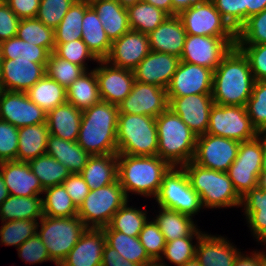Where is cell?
Listing matches in <instances>:
<instances>
[{
  "label": "cell",
  "instance_id": "cell-52",
  "mask_svg": "<svg viewBox=\"0 0 266 266\" xmlns=\"http://www.w3.org/2000/svg\"><path fill=\"white\" fill-rule=\"evenodd\" d=\"M260 173L261 167L238 166V164H231L227 171L229 179L241 197L257 187Z\"/></svg>",
  "mask_w": 266,
  "mask_h": 266
},
{
  "label": "cell",
  "instance_id": "cell-63",
  "mask_svg": "<svg viewBox=\"0 0 266 266\" xmlns=\"http://www.w3.org/2000/svg\"><path fill=\"white\" fill-rule=\"evenodd\" d=\"M101 266H143L125 260L117 250L105 244Z\"/></svg>",
  "mask_w": 266,
  "mask_h": 266
},
{
  "label": "cell",
  "instance_id": "cell-29",
  "mask_svg": "<svg viewBox=\"0 0 266 266\" xmlns=\"http://www.w3.org/2000/svg\"><path fill=\"white\" fill-rule=\"evenodd\" d=\"M80 174L89 190L116 182L118 180V154L90 156Z\"/></svg>",
  "mask_w": 266,
  "mask_h": 266
},
{
  "label": "cell",
  "instance_id": "cell-14",
  "mask_svg": "<svg viewBox=\"0 0 266 266\" xmlns=\"http://www.w3.org/2000/svg\"><path fill=\"white\" fill-rule=\"evenodd\" d=\"M167 89L135 81L130 94L118 105L119 113L158 117L168 109Z\"/></svg>",
  "mask_w": 266,
  "mask_h": 266
},
{
  "label": "cell",
  "instance_id": "cell-37",
  "mask_svg": "<svg viewBox=\"0 0 266 266\" xmlns=\"http://www.w3.org/2000/svg\"><path fill=\"white\" fill-rule=\"evenodd\" d=\"M129 202L130 199L113 215L109 225L103 227V231H118L131 237L139 236L150 217L147 210L140 206H130Z\"/></svg>",
  "mask_w": 266,
  "mask_h": 266
},
{
  "label": "cell",
  "instance_id": "cell-50",
  "mask_svg": "<svg viewBox=\"0 0 266 266\" xmlns=\"http://www.w3.org/2000/svg\"><path fill=\"white\" fill-rule=\"evenodd\" d=\"M138 237L148 256L157 262L163 254L166 240L153 217L147 220Z\"/></svg>",
  "mask_w": 266,
  "mask_h": 266
},
{
  "label": "cell",
  "instance_id": "cell-30",
  "mask_svg": "<svg viewBox=\"0 0 266 266\" xmlns=\"http://www.w3.org/2000/svg\"><path fill=\"white\" fill-rule=\"evenodd\" d=\"M46 154L64 164L70 173H80L91 156L77 141L49 135Z\"/></svg>",
  "mask_w": 266,
  "mask_h": 266
},
{
  "label": "cell",
  "instance_id": "cell-73",
  "mask_svg": "<svg viewBox=\"0 0 266 266\" xmlns=\"http://www.w3.org/2000/svg\"><path fill=\"white\" fill-rule=\"evenodd\" d=\"M148 266H162V265L158 264L157 262H154L153 264L148 265Z\"/></svg>",
  "mask_w": 266,
  "mask_h": 266
},
{
  "label": "cell",
  "instance_id": "cell-20",
  "mask_svg": "<svg viewBox=\"0 0 266 266\" xmlns=\"http://www.w3.org/2000/svg\"><path fill=\"white\" fill-rule=\"evenodd\" d=\"M150 52L148 36L130 30L112 42L105 60L115 67L133 70Z\"/></svg>",
  "mask_w": 266,
  "mask_h": 266
},
{
  "label": "cell",
  "instance_id": "cell-60",
  "mask_svg": "<svg viewBox=\"0 0 266 266\" xmlns=\"http://www.w3.org/2000/svg\"><path fill=\"white\" fill-rule=\"evenodd\" d=\"M78 208L89 193V187L80 173H71L62 183Z\"/></svg>",
  "mask_w": 266,
  "mask_h": 266
},
{
  "label": "cell",
  "instance_id": "cell-22",
  "mask_svg": "<svg viewBox=\"0 0 266 266\" xmlns=\"http://www.w3.org/2000/svg\"><path fill=\"white\" fill-rule=\"evenodd\" d=\"M227 236L204 232L200 237L195 258L201 266H233L241 252ZM234 244V245H233Z\"/></svg>",
  "mask_w": 266,
  "mask_h": 266
},
{
  "label": "cell",
  "instance_id": "cell-69",
  "mask_svg": "<svg viewBox=\"0 0 266 266\" xmlns=\"http://www.w3.org/2000/svg\"><path fill=\"white\" fill-rule=\"evenodd\" d=\"M8 188L6 187L4 183V178L0 174V205L2 202L9 196Z\"/></svg>",
  "mask_w": 266,
  "mask_h": 266
},
{
  "label": "cell",
  "instance_id": "cell-51",
  "mask_svg": "<svg viewBox=\"0 0 266 266\" xmlns=\"http://www.w3.org/2000/svg\"><path fill=\"white\" fill-rule=\"evenodd\" d=\"M76 0H41L36 15L44 25L55 29Z\"/></svg>",
  "mask_w": 266,
  "mask_h": 266
},
{
  "label": "cell",
  "instance_id": "cell-31",
  "mask_svg": "<svg viewBox=\"0 0 266 266\" xmlns=\"http://www.w3.org/2000/svg\"><path fill=\"white\" fill-rule=\"evenodd\" d=\"M50 133L46 123L18 128V151L16 161L29 162L46 154Z\"/></svg>",
  "mask_w": 266,
  "mask_h": 266
},
{
  "label": "cell",
  "instance_id": "cell-68",
  "mask_svg": "<svg viewBox=\"0 0 266 266\" xmlns=\"http://www.w3.org/2000/svg\"><path fill=\"white\" fill-rule=\"evenodd\" d=\"M256 137L259 139L262 150L261 172H266V131H258Z\"/></svg>",
  "mask_w": 266,
  "mask_h": 266
},
{
  "label": "cell",
  "instance_id": "cell-38",
  "mask_svg": "<svg viewBox=\"0 0 266 266\" xmlns=\"http://www.w3.org/2000/svg\"><path fill=\"white\" fill-rule=\"evenodd\" d=\"M131 30L148 35L169 15L163 10L141 0L127 7Z\"/></svg>",
  "mask_w": 266,
  "mask_h": 266
},
{
  "label": "cell",
  "instance_id": "cell-57",
  "mask_svg": "<svg viewBox=\"0 0 266 266\" xmlns=\"http://www.w3.org/2000/svg\"><path fill=\"white\" fill-rule=\"evenodd\" d=\"M18 138V128L0 120V162L16 161Z\"/></svg>",
  "mask_w": 266,
  "mask_h": 266
},
{
  "label": "cell",
  "instance_id": "cell-26",
  "mask_svg": "<svg viewBox=\"0 0 266 266\" xmlns=\"http://www.w3.org/2000/svg\"><path fill=\"white\" fill-rule=\"evenodd\" d=\"M89 3L111 43L131 30L127 8L116 0H91Z\"/></svg>",
  "mask_w": 266,
  "mask_h": 266
},
{
  "label": "cell",
  "instance_id": "cell-47",
  "mask_svg": "<svg viewBox=\"0 0 266 266\" xmlns=\"http://www.w3.org/2000/svg\"><path fill=\"white\" fill-rule=\"evenodd\" d=\"M266 44V8L250 16L236 32V45Z\"/></svg>",
  "mask_w": 266,
  "mask_h": 266
},
{
  "label": "cell",
  "instance_id": "cell-56",
  "mask_svg": "<svg viewBox=\"0 0 266 266\" xmlns=\"http://www.w3.org/2000/svg\"><path fill=\"white\" fill-rule=\"evenodd\" d=\"M236 46L248 59L255 81H266V44Z\"/></svg>",
  "mask_w": 266,
  "mask_h": 266
},
{
  "label": "cell",
  "instance_id": "cell-62",
  "mask_svg": "<svg viewBox=\"0 0 266 266\" xmlns=\"http://www.w3.org/2000/svg\"><path fill=\"white\" fill-rule=\"evenodd\" d=\"M241 251L234 263L233 266H263V263L266 261V252L263 250H253L250 253ZM249 253V254H248Z\"/></svg>",
  "mask_w": 266,
  "mask_h": 266
},
{
  "label": "cell",
  "instance_id": "cell-67",
  "mask_svg": "<svg viewBox=\"0 0 266 266\" xmlns=\"http://www.w3.org/2000/svg\"><path fill=\"white\" fill-rule=\"evenodd\" d=\"M172 16V0H143Z\"/></svg>",
  "mask_w": 266,
  "mask_h": 266
},
{
  "label": "cell",
  "instance_id": "cell-44",
  "mask_svg": "<svg viewBox=\"0 0 266 266\" xmlns=\"http://www.w3.org/2000/svg\"><path fill=\"white\" fill-rule=\"evenodd\" d=\"M39 220L20 219L1 222L0 243L16 249L27 239L37 234Z\"/></svg>",
  "mask_w": 266,
  "mask_h": 266
},
{
  "label": "cell",
  "instance_id": "cell-2",
  "mask_svg": "<svg viewBox=\"0 0 266 266\" xmlns=\"http://www.w3.org/2000/svg\"><path fill=\"white\" fill-rule=\"evenodd\" d=\"M118 106L100 101L82 111L77 143L91 156L117 154Z\"/></svg>",
  "mask_w": 266,
  "mask_h": 266
},
{
  "label": "cell",
  "instance_id": "cell-6",
  "mask_svg": "<svg viewBox=\"0 0 266 266\" xmlns=\"http://www.w3.org/2000/svg\"><path fill=\"white\" fill-rule=\"evenodd\" d=\"M157 150L156 118L147 115L119 113L117 154L155 156Z\"/></svg>",
  "mask_w": 266,
  "mask_h": 266
},
{
  "label": "cell",
  "instance_id": "cell-17",
  "mask_svg": "<svg viewBox=\"0 0 266 266\" xmlns=\"http://www.w3.org/2000/svg\"><path fill=\"white\" fill-rule=\"evenodd\" d=\"M213 71L203 66L180 61L167 88L168 98L192 94H212Z\"/></svg>",
  "mask_w": 266,
  "mask_h": 266
},
{
  "label": "cell",
  "instance_id": "cell-45",
  "mask_svg": "<svg viewBox=\"0 0 266 266\" xmlns=\"http://www.w3.org/2000/svg\"><path fill=\"white\" fill-rule=\"evenodd\" d=\"M200 237H182L166 242L162 256L157 261L162 266L169 263L180 266L195 258L196 246ZM196 241V242H195ZM165 260H167L165 262Z\"/></svg>",
  "mask_w": 266,
  "mask_h": 266
},
{
  "label": "cell",
  "instance_id": "cell-59",
  "mask_svg": "<svg viewBox=\"0 0 266 266\" xmlns=\"http://www.w3.org/2000/svg\"><path fill=\"white\" fill-rule=\"evenodd\" d=\"M19 22L9 5L0 3V43L17 36Z\"/></svg>",
  "mask_w": 266,
  "mask_h": 266
},
{
  "label": "cell",
  "instance_id": "cell-21",
  "mask_svg": "<svg viewBox=\"0 0 266 266\" xmlns=\"http://www.w3.org/2000/svg\"><path fill=\"white\" fill-rule=\"evenodd\" d=\"M179 63L178 56L151 51L133 69L135 81L167 89Z\"/></svg>",
  "mask_w": 266,
  "mask_h": 266
},
{
  "label": "cell",
  "instance_id": "cell-5",
  "mask_svg": "<svg viewBox=\"0 0 266 266\" xmlns=\"http://www.w3.org/2000/svg\"><path fill=\"white\" fill-rule=\"evenodd\" d=\"M182 167L192 188L199 194L204 210L241 206L242 197L237 193L227 172L207 169L193 161Z\"/></svg>",
  "mask_w": 266,
  "mask_h": 266
},
{
  "label": "cell",
  "instance_id": "cell-41",
  "mask_svg": "<svg viewBox=\"0 0 266 266\" xmlns=\"http://www.w3.org/2000/svg\"><path fill=\"white\" fill-rule=\"evenodd\" d=\"M43 189L59 185L71 174L67 167L58 160L43 154L28 162Z\"/></svg>",
  "mask_w": 266,
  "mask_h": 266
},
{
  "label": "cell",
  "instance_id": "cell-32",
  "mask_svg": "<svg viewBox=\"0 0 266 266\" xmlns=\"http://www.w3.org/2000/svg\"><path fill=\"white\" fill-rule=\"evenodd\" d=\"M83 42L98 60H105L111 50V42L102 27L96 11L90 6L82 21Z\"/></svg>",
  "mask_w": 266,
  "mask_h": 266
},
{
  "label": "cell",
  "instance_id": "cell-42",
  "mask_svg": "<svg viewBox=\"0 0 266 266\" xmlns=\"http://www.w3.org/2000/svg\"><path fill=\"white\" fill-rule=\"evenodd\" d=\"M17 37L33 45L44 47L50 53L55 49L54 29L36 18L20 19Z\"/></svg>",
  "mask_w": 266,
  "mask_h": 266
},
{
  "label": "cell",
  "instance_id": "cell-35",
  "mask_svg": "<svg viewBox=\"0 0 266 266\" xmlns=\"http://www.w3.org/2000/svg\"><path fill=\"white\" fill-rule=\"evenodd\" d=\"M103 232L106 238V244L117 250L125 260L143 266L154 263L140 243L138 236L131 237L118 231Z\"/></svg>",
  "mask_w": 266,
  "mask_h": 266
},
{
  "label": "cell",
  "instance_id": "cell-46",
  "mask_svg": "<svg viewBox=\"0 0 266 266\" xmlns=\"http://www.w3.org/2000/svg\"><path fill=\"white\" fill-rule=\"evenodd\" d=\"M45 69L46 75L58 82L65 89L86 72L83 67L69 62L68 60L61 59L53 52L50 53Z\"/></svg>",
  "mask_w": 266,
  "mask_h": 266
},
{
  "label": "cell",
  "instance_id": "cell-1",
  "mask_svg": "<svg viewBox=\"0 0 266 266\" xmlns=\"http://www.w3.org/2000/svg\"><path fill=\"white\" fill-rule=\"evenodd\" d=\"M254 84L248 59L234 46L213 71L211 95L218 105L246 106Z\"/></svg>",
  "mask_w": 266,
  "mask_h": 266
},
{
  "label": "cell",
  "instance_id": "cell-74",
  "mask_svg": "<svg viewBox=\"0 0 266 266\" xmlns=\"http://www.w3.org/2000/svg\"><path fill=\"white\" fill-rule=\"evenodd\" d=\"M10 0H0V3L7 4Z\"/></svg>",
  "mask_w": 266,
  "mask_h": 266
},
{
  "label": "cell",
  "instance_id": "cell-18",
  "mask_svg": "<svg viewBox=\"0 0 266 266\" xmlns=\"http://www.w3.org/2000/svg\"><path fill=\"white\" fill-rule=\"evenodd\" d=\"M94 70L101 100L118 106L131 92L133 70L115 67L106 60H99Z\"/></svg>",
  "mask_w": 266,
  "mask_h": 266
},
{
  "label": "cell",
  "instance_id": "cell-10",
  "mask_svg": "<svg viewBox=\"0 0 266 266\" xmlns=\"http://www.w3.org/2000/svg\"><path fill=\"white\" fill-rule=\"evenodd\" d=\"M187 35L236 39V31L215 8L212 0H199L177 15Z\"/></svg>",
  "mask_w": 266,
  "mask_h": 266
},
{
  "label": "cell",
  "instance_id": "cell-71",
  "mask_svg": "<svg viewBox=\"0 0 266 266\" xmlns=\"http://www.w3.org/2000/svg\"><path fill=\"white\" fill-rule=\"evenodd\" d=\"M119 4H121L124 7H128L130 5H134L137 2L141 1V0H116Z\"/></svg>",
  "mask_w": 266,
  "mask_h": 266
},
{
  "label": "cell",
  "instance_id": "cell-55",
  "mask_svg": "<svg viewBox=\"0 0 266 266\" xmlns=\"http://www.w3.org/2000/svg\"><path fill=\"white\" fill-rule=\"evenodd\" d=\"M240 208L245 219H266V191L258 187L249 190L242 196Z\"/></svg>",
  "mask_w": 266,
  "mask_h": 266
},
{
  "label": "cell",
  "instance_id": "cell-9",
  "mask_svg": "<svg viewBox=\"0 0 266 266\" xmlns=\"http://www.w3.org/2000/svg\"><path fill=\"white\" fill-rule=\"evenodd\" d=\"M119 180L95 190H90L78 207V217L87 228L109 225L113 215L128 201Z\"/></svg>",
  "mask_w": 266,
  "mask_h": 266
},
{
  "label": "cell",
  "instance_id": "cell-4",
  "mask_svg": "<svg viewBox=\"0 0 266 266\" xmlns=\"http://www.w3.org/2000/svg\"><path fill=\"white\" fill-rule=\"evenodd\" d=\"M156 128L157 156L174 167L193 161L198 136L178 115L168 108L156 117Z\"/></svg>",
  "mask_w": 266,
  "mask_h": 266
},
{
  "label": "cell",
  "instance_id": "cell-3",
  "mask_svg": "<svg viewBox=\"0 0 266 266\" xmlns=\"http://www.w3.org/2000/svg\"><path fill=\"white\" fill-rule=\"evenodd\" d=\"M172 166L159 156L118 154V180L129 199L130 193L155 198L163 176Z\"/></svg>",
  "mask_w": 266,
  "mask_h": 266
},
{
  "label": "cell",
  "instance_id": "cell-27",
  "mask_svg": "<svg viewBox=\"0 0 266 266\" xmlns=\"http://www.w3.org/2000/svg\"><path fill=\"white\" fill-rule=\"evenodd\" d=\"M82 111L66 102L47 112L46 124L50 135L69 141H77Z\"/></svg>",
  "mask_w": 266,
  "mask_h": 266
},
{
  "label": "cell",
  "instance_id": "cell-61",
  "mask_svg": "<svg viewBox=\"0 0 266 266\" xmlns=\"http://www.w3.org/2000/svg\"><path fill=\"white\" fill-rule=\"evenodd\" d=\"M41 0H10L7 4L19 19L35 18Z\"/></svg>",
  "mask_w": 266,
  "mask_h": 266
},
{
  "label": "cell",
  "instance_id": "cell-72",
  "mask_svg": "<svg viewBox=\"0 0 266 266\" xmlns=\"http://www.w3.org/2000/svg\"><path fill=\"white\" fill-rule=\"evenodd\" d=\"M180 266H201L196 258H193L189 260L188 262L184 263L183 265Z\"/></svg>",
  "mask_w": 266,
  "mask_h": 266
},
{
  "label": "cell",
  "instance_id": "cell-39",
  "mask_svg": "<svg viewBox=\"0 0 266 266\" xmlns=\"http://www.w3.org/2000/svg\"><path fill=\"white\" fill-rule=\"evenodd\" d=\"M42 211L44 216L49 217H74L78 215V208L72 202L63 184L44 189Z\"/></svg>",
  "mask_w": 266,
  "mask_h": 266
},
{
  "label": "cell",
  "instance_id": "cell-58",
  "mask_svg": "<svg viewBox=\"0 0 266 266\" xmlns=\"http://www.w3.org/2000/svg\"><path fill=\"white\" fill-rule=\"evenodd\" d=\"M232 164L246 167H262V150L257 137L240 142L238 154Z\"/></svg>",
  "mask_w": 266,
  "mask_h": 266
},
{
  "label": "cell",
  "instance_id": "cell-75",
  "mask_svg": "<svg viewBox=\"0 0 266 266\" xmlns=\"http://www.w3.org/2000/svg\"><path fill=\"white\" fill-rule=\"evenodd\" d=\"M1 53H0V74H1Z\"/></svg>",
  "mask_w": 266,
  "mask_h": 266
},
{
  "label": "cell",
  "instance_id": "cell-13",
  "mask_svg": "<svg viewBox=\"0 0 266 266\" xmlns=\"http://www.w3.org/2000/svg\"><path fill=\"white\" fill-rule=\"evenodd\" d=\"M240 142L205 133L197 137L193 162L201 167L227 172L237 157Z\"/></svg>",
  "mask_w": 266,
  "mask_h": 266
},
{
  "label": "cell",
  "instance_id": "cell-65",
  "mask_svg": "<svg viewBox=\"0 0 266 266\" xmlns=\"http://www.w3.org/2000/svg\"><path fill=\"white\" fill-rule=\"evenodd\" d=\"M247 6V19L257 13L262 12L266 8V0H245Z\"/></svg>",
  "mask_w": 266,
  "mask_h": 266
},
{
  "label": "cell",
  "instance_id": "cell-28",
  "mask_svg": "<svg viewBox=\"0 0 266 266\" xmlns=\"http://www.w3.org/2000/svg\"><path fill=\"white\" fill-rule=\"evenodd\" d=\"M157 207L159 214L154 215L153 219L158 224L166 242L182 237H201L205 232L199 229L200 227L197 226L193 217L178 211Z\"/></svg>",
  "mask_w": 266,
  "mask_h": 266
},
{
  "label": "cell",
  "instance_id": "cell-66",
  "mask_svg": "<svg viewBox=\"0 0 266 266\" xmlns=\"http://www.w3.org/2000/svg\"><path fill=\"white\" fill-rule=\"evenodd\" d=\"M199 0H172V16L189 9Z\"/></svg>",
  "mask_w": 266,
  "mask_h": 266
},
{
  "label": "cell",
  "instance_id": "cell-64",
  "mask_svg": "<svg viewBox=\"0 0 266 266\" xmlns=\"http://www.w3.org/2000/svg\"><path fill=\"white\" fill-rule=\"evenodd\" d=\"M247 227L250 230V234L254 237L253 239L260 245H264L266 248V219H246ZM266 252V249L265 251Z\"/></svg>",
  "mask_w": 266,
  "mask_h": 266
},
{
  "label": "cell",
  "instance_id": "cell-7",
  "mask_svg": "<svg viewBox=\"0 0 266 266\" xmlns=\"http://www.w3.org/2000/svg\"><path fill=\"white\" fill-rule=\"evenodd\" d=\"M86 228L78 216L49 217L43 215L38 223L37 234L45 244L50 259L56 266H59Z\"/></svg>",
  "mask_w": 266,
  "mask_h": 266
},
{
  "label": "cell",
  "instance_id": "cell-48",
  "mask_svg": "<svg viewBox=\"0 0 266 266\" xmlns=\"http://www.w3.org/2000/svg\"><path fill=\"white\" fill-rule=\"evenodd\" d=\"M245 107L251 124L257 132L266 131V81H255Z\"/></svg>",
  "mask_w": 266,
  "mask_h": 266
},
{
  "label": "cell",
  "instance_id": "cell-25",
  "mask_svg": "<svg viewBox=\"0 0 266 266\" xmlns=\"http://www.w3.org/2000/svg\"><path fill=\"white\" fill-rule=\"evenodd\" d=\"M186 35L180 18L174 15L168 16L147 36L151 51L168 53L180 58Z\"/></svg>",
  "mask_w": 266,
  "mask_h": 266
},
{
  "label": "cell",
  "instance_id": "cell-12",
  "mask_svg": "<svg viewBox=\"0 0 266 266\" xmlns=\"http://www.w3.org/2000/svg\"><path fill=\"white\" fill-rule=\"evenodd\" d=\"M234 46H236V39L186 35L180 61L203 66L214 71L223 57Z\"/></svg>",
  "mask_w": 266,
  "mask_h": 266
},
{
  "label": "cell",
  "instance_id": "cell-15",
  "mask_svg": "<svg viewBox=\"0 0 266 266\" xmlns=\"http://www.w3.org/2000/svg\"><path fill=\"white\" fill-rule=\"evenodd\" d=\"M46 115L26 92L0 90V120L21 128L46 123Z\"/></svg>",
  "mask_w": 266,
  "mask_h": 266
},
{
  "label": "cell",
  "instance_id": "cell-11",
  "mask_svg": "<svg viewBox=\"0 0 266 266\" xmlns=\"http://www.w3.org/2000/svg\"><path fill=\"white\" fill-rule=\"evenodd\" d=\"M206 133L243 142L255 138L257 130L252 126L245 106L214 103Z\"/></svg>",
  "mask_w": 266,
  "mask_h": 266
},
{
  "label": "cell",
  "instance_id": "cell-49",
  "mask_svg": "<svg viewBox=\"0 0 266 266\" xmlns=\"http://www.w3.org/2000/svg\"><path fill=\"white\" fill-rule=\"evenodd\" d=\"M53 53L61 58L68 60L76 65L83 67L86 71L90 70L87 63L94 61L98 63V59L92 54L82 39L70 42L55 44Z\"/></svg>",
  "mask_w": 266,
  "mask_h": 266
},
{
  "label": "cell",
  "instance_id": "cell-36",
  "mask_svg": "<svg viewBox=\"0 0 266 266\" xmlns=\"http://www.w3.org/2000/svg\"><path fill=\"white\" fill-rule=\"evenodd\" d=\"M26 94L45 112L67 102L66 89L46 74L26 91Z\"/></svg>",
  "mask_w": 266,
  "mask_h": 266
},
{
  "label": "cell",
  "instance_id": "cell-54",
  "mask_svg": "<svg viewBox=\"0 0 266 266\" xmlns=\"http://www.w3.org/2000/svg\"><path fill=\"white\" fill-rule=\"evenodd\" d=\"M18 257L26 264H39L53 262L47 252L45 244L38 234L27 239L17 249Z\"/></svg>",
  "mask_w": 266,
  "mask_h": 266
},
{
  "label": "cell",
  "instance_id": "cell-23",
  "mask_svg": "<svg viewBox=\"0 0 266 266\" xmlns=\"http://www.w3.org/2000/svg\"><path fill=\"white\" fill-rule=\"evenodd\" d=\"M105 244L103 228H86L59 266H101Z\"/></svg>",
  "mask_w": 266,
  "mask_h": 266
},
{
  "label": "cell",
  "instance_id": "cell-8",
  "mask_svg": "<svg viewBox=\"0 0 266 266\" xmlns=\"http://www.w3.org/2000/svg\"><path fill=\"white\" fill-rule=\"evenodd\" d=\"M161 208L178 211L195 219L204 209L199 194L192 188L183 167L172 166L163 176L158 194L154 198Z\"/></svg>",
  "mask_w": 266,
  "mask_h": 266
},
{
  "label": "cell",
  "instance_id": "cell-43",
  "mask_svg": "<svg viewBox=\"0 0 266 266\" xmlns=\"http://www.w3.org/2000/svg\"><path fill=\"white\" fill-rule=\"evenodd\" d=\"M0 53L2 59H33L35 63H47L50 52L37 45H33L19 39L17 36L0 43Z\"/></svg>",
  "mask_w": 266,
  "mask_h": 266
},
{
  "label": "cell",
  "instance_id": "cell-16",
  "mask_svg": "<svg viewBox=\"0 0 266 266\" xmlns=\"http://www.w3.org/2000/svg\"><path fill=\"white\" fill-rule=\"evenodd\" d=\"M47 63H35L33 59H1L0 90L26 92L46 73Z\"/></svg>",
  "mask_w": 266,
  "mask_h": 266
},
{
  "label": "cell",
  "instance_id": "cell-24",
  "mask_svg": "<svg viewBox=\"0 0 266 266\" xmlns=\"http://www.w3.org/2000/svg\"><path fill=\"white\" fill-rule=\"evenodd\" d=\"M0 174L10 195L32 197L43 194L44 189L28 162H0Z\"/></svg>",
  "mask_w": 266,
  "mask_h": 266
},
{
  "label": "cell",
  "instance_id": "cell-33",
  "mask_svg": "<svg viewBox=\"0 0 266 266\" xmlns=\"http://www.w3.org/2000/svg\"><path fill=\"white\" fill-rule=\"evenodd\" d=\"M43 217L42 196L32 197L9 195L0 205V220H40Z\"/></svg>",
  "mask_w": 266,
  "mask_h": 266
},
{
  "label": "cell",
  "instance_id": "cell-70",
  "mask_svg": "<svg viewBox=\"0 0 266 266\" xmlns=\"http://www.w3.org/2000/svg\"><path fill=\"white\" fill-rule=\"evenodd\" d=\"M257 187L266 191V172H261L259 174Z\"/></svg>",
  "mask_w": 266,
  "mask_h": 266
},
{
  "label": "cell",
  "instance_id": "cell-34",
  "mask_svg": "<svg viewBox=\"0 0 266 266\" xmlns=\"http://www.w3.org/2000/svg\"><path fill=\"white\" fill-rule=\"evenodd\" d=\"M67 102L84 111L101 101L94 68L87 70L66 89Z\"/></svg>",
  "mask_w": 266,
  "mask_h": 266
},
{
  "label": "cell",
  "instance_id": "cell-19",
  "mask_svg": "<svg viewBox=\"0 0 266 266\" xmlns=\"http://www.w3.org/2000/svg\"><path fill=\"white\" fill-rule=\"evenodd\" d=\"M168 101V108L178 115L196 136L207 132L210 111L214 105L211 94H192L168 98Z\"/></svg>",
  "mask_w": 266,
  "mask_h": 266
},
{
  "label": "cell",
  "instance_id": "cell-53",
  "mask_svg": "<svg viewBox=\"0 0 266 266\" xmlns=\"http://www.w3.org/2000/svg\"><path fill=\"white\" fill-rule=\"evenodd\" d=\"M212 1L215 8L236 32L247 21V6H245V0Z\"/></svg>",
  "mask_w": 266,
  "mask_h": 266
},
{
  "label": "cell",
  "instance_id": "cell-40",
  "mask_svg": "<svg viewBox=\"0 0 266 266\" xmlns=\"http://www.w3.org/2000/svg\"><path fill=\"white\" fill-rule=\"evenodd\" d=\"M90 7L87 1L76 0L60 24L54 29L55 44H62L82 38V21L85 11Z\"/></svg>",
  "mask_w": 266,
  "mask_h": 266
},
{
  "label": "cell",
  "instance_id": "cell-76",
  "mask_svg": "<svg viewBox=\"0 0 266 266\" xmlns=\"http://www.w3.org/2000/svg\"><path fill=\"white\" fill-rule=\"evenodd\" d=\"M78 1H87V2H90L91 0H78Z\"/></svg>",
  "mask_w": 266,
  "mask_h": 266
}]
</instances>
